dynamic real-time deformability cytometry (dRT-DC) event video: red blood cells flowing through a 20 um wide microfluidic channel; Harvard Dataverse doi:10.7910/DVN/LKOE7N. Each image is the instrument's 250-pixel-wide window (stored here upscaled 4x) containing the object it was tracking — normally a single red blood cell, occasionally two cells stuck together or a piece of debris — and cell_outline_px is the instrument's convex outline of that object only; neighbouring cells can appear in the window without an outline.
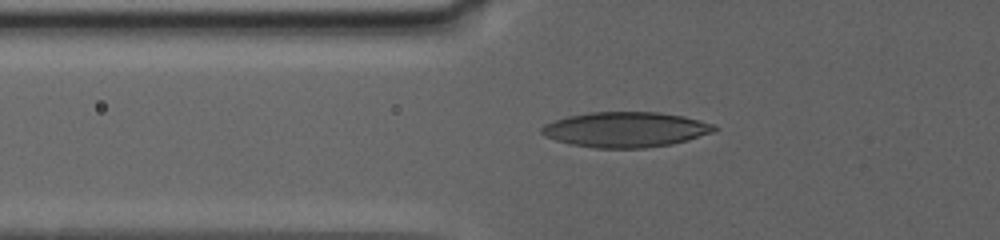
{"species": "human", "species_latin": "Homo sapiens", "temperature_condition": "warm", "stored_images_in_passage": 7, "camera_frame_rate_fps": 3000, "um_per_image_px": 0.085, "donor": {"sex": "female"}, "frame": {"image": 1, "passage_image": 3, "time_ms": 0.333, "image_size_px": [1000, 240], "cell_outline_px": [[716, 128], [712, 132], [688, 140], [672, 144], [644, 148], [596, 148], [572, 144], [556, 140], [544, 136], [540, 132], [540, 128], [544, 124], [568, 116], [588, 112], [656, 112], [684, 116], [712, 124]], "centroid_in_image_um": [53.14, 11.01], "position_along_channel_um": 72.7, "area_um2": 35.26}}